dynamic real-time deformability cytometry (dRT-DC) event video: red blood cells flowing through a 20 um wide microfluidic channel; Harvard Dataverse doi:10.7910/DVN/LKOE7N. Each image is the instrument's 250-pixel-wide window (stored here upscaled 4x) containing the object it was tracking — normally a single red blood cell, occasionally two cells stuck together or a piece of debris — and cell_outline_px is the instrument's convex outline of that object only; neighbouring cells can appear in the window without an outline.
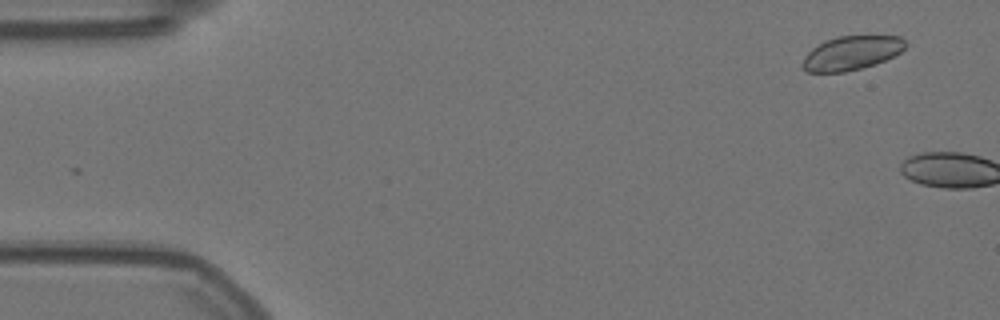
{"species": "Egyptian fruit bat (a non-hibernating species)", "species_latin": "Rousettus aegyptiacus", "temperature_condition": "warm", "stored_images_in_passage": 2, "camera_frame_rate_fps": 3000, "um_per_image_px": 0.085, "animal": {"sex": "female"}, "frame": {"image": 1, "passage_image": 1, "time_ms": 0.0, "image_size_px": [1000, 320], "cell_outline_px": [[908, 44], [900, 52], [876, 64], [844, 72], [808, 72], [800, 64], [804, 56], [812, 48], [824, 40], [836, 36], [900, 36], [908, 40]], "centroid_in_image_um": [72.38, 4.49], "position_along_channel_um": 12.6, "area_um2": 20.52}}